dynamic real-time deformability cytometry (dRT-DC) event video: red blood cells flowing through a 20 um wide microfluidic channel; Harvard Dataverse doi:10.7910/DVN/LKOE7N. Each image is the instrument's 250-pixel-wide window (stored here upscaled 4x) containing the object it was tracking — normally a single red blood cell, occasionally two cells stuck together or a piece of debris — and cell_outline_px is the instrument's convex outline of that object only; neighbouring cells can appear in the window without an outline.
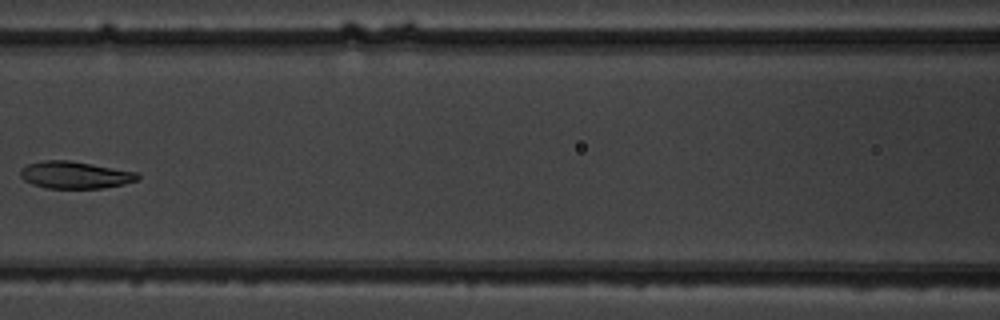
{"species": "common noctule bat (a hibernating species)", "species_latin": "Nyctalus noctula", "temperature_condition": "warm", "stored_images_in_passage": 8, "camera_frame_rate_fps": 3000, "um_per_image_px": 0.085, "animal": {"sex": "male", "body_mass_g": 19.5, "forearm_length_mm": 54.6}, "frame": {"image": 1, "passage_image": 7, "time_ms": 7.0, "image_size_px": [1000, 320], "cell_outline_px": [[140, 176], [136, 180], [124, 184], [100, 188], [48, 188], [32, 184], [24, 180], [20, 176], [20, 172], [28, 164], [44, 160], [68, 160], [92, 164], [136, 172]], "centroid_in_image_um": [6.36, 14.87], "position_along_channel_um": 160.2, "area_um2": 18.26}}
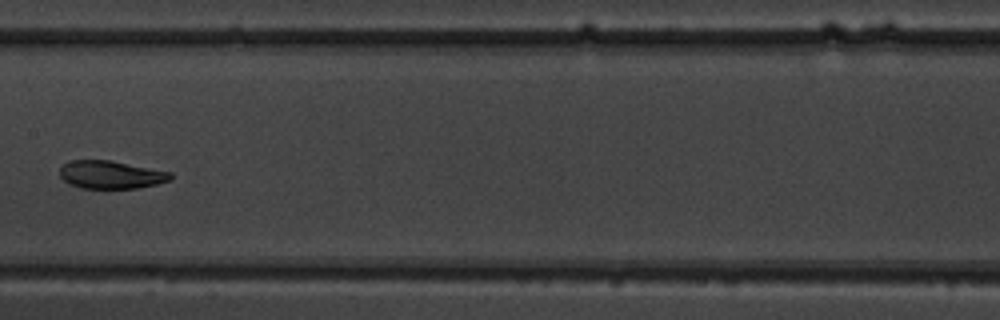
{"frame": {"image": 2, "passage_image": 8, "time_ms": 8.0, "image_size_px": [1000, 320], "cell_outline_px": [[172, 180], [156, 184], [136, 188], [80, 188], [68, 184], [60, 176], [60, 168], [64, 164], [72, 160], [112, 160], [172, 172]], "centroid_in_image_um": [9.44, 14.84], "position_along_channel_um": 198.0, "area_um2": 18.15}}